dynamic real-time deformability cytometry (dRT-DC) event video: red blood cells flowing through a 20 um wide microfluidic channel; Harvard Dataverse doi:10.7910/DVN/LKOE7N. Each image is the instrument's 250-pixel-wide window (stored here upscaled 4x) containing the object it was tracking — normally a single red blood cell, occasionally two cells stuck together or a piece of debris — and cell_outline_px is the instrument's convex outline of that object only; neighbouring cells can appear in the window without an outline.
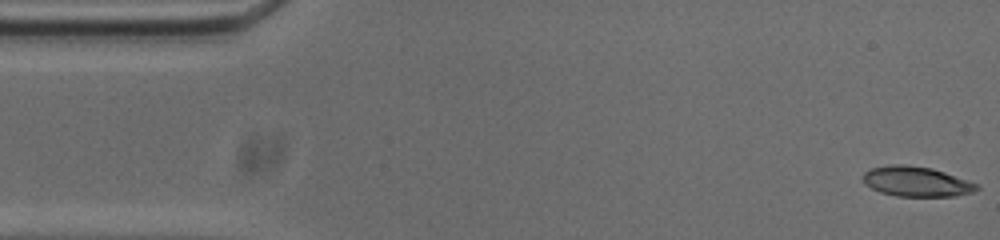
{"species": "common noctule bat (a hibernating species)", "species_latin": "Nyctalus noctula", "temperature_condition": "cold", "stored_images_in_passage": 53, "camera_frame_rate_fps": 3000, "um_per_image_px": 0.085, "animal": {"sex": "male", "body_mass_g": 20.0, "forearm_length_mm": 53.3}, "frame": {"image": 1, "passage_image": 1, "time_ms": 0.0, "image_size_px": [1000, 240], "cell_outline_px": [[980, 188], [972, 192], [956, 196], [896, 196], [880, 192], [864, 184], [864, 172], [872, 168], [892, 164], [904, 164], [932, 168], [980, 184]], "centroid_in_image_um": [77.92, 15.43], "position_along_channel_um": 7.1, "area_um2": 19.88}}
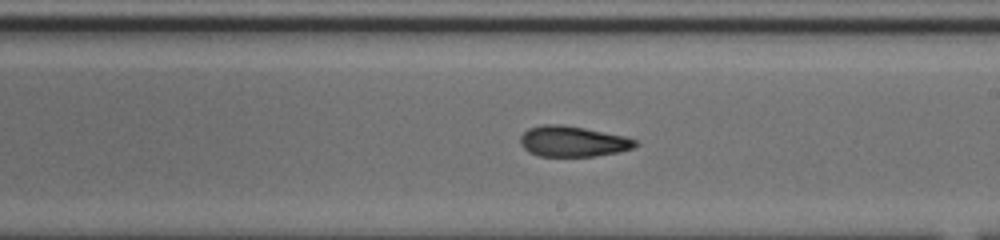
{"frame": {"image": 2, "passage_image": 29, "time_ms": 9.333, "image_size_px": [1000, 240], "cell_outline_px": [[636, 144], [632, 148], [620, 152], [596, 156], [540, 156], [528, 152], [520, 144], [520, 136], [528, 128], [540, 124], [560, 124], [584, 128], [624, 136], [636, 140]], "centroid_in_image_um": [48.64, 12.02], "position_along_channel_um": 240.4, "area_um2": 20.52}}
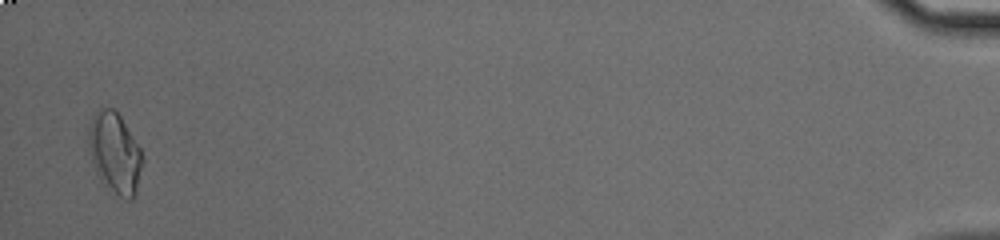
{"frame": {"image": 3, "passage_image": 52, "time_ms": 17.0, "image_size_px": [1000, 240], "cell_outline_px": [[144, 160], [136, 196], [132, 200], [128, 200], [112, 196], [108, 192], [100, 180], [96, 172], [92, 160], [88, 144], [88, 128], [92, 116], [100, 108], [112, 108], [120, 116], [140, 148]], "centroid_in_image_um": [9.77, 13.1], "position_along_channel_um": 425.4, "area_um2": 25.95}, "authors_computed_cell_mechanics": {"area_um2": 20.6924, "velocity_mm_per_s": 3.7355, "shape_relaxation_time_tau1_ms": null, "shape_relaxation_time_tau2_ms": 4.0087, "deformation_change_tau1": null, "deformation_change_tau2": 0.1149}}